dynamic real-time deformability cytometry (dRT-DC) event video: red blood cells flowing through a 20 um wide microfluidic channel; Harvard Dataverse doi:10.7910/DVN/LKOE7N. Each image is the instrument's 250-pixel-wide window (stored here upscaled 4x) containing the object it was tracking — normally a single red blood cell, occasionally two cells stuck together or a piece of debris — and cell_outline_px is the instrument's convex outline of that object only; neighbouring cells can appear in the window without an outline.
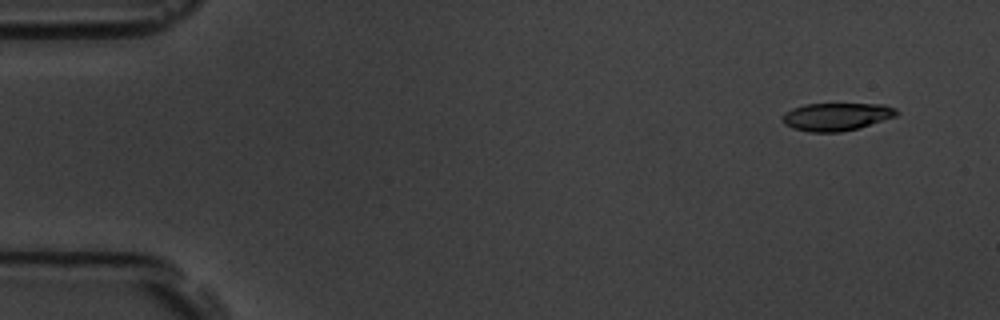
{"species": "common noctule bat (a hibernating species)", "species_latin": "Nyctalus noctula", "temperature_condition": "room temperature", "stored_images_in_passage": 9, "camera_frame_rate_fps": 3000, "um_per_image_px": 0.085, "animal": {"sex": "male", "body_mass_g": 19.5, "forearm_length_mm": 54.6}, "frame": {"image": 1, "passage_image": 1, "time_ms": 0.0, "image_size_px": [1000, 320], "cell_outline_px": [[900, 112], [896, 116], [856, 128], [840, 132], [808, 132], [792, 128], [784, 124], [784, 112], [792, 108], [804, 104], [884, 104], [896, 108]], "centroid_in_image_um": [71.09, 9.91], "position_along_channel_um": 13.9, "area_um2": 18.38}}
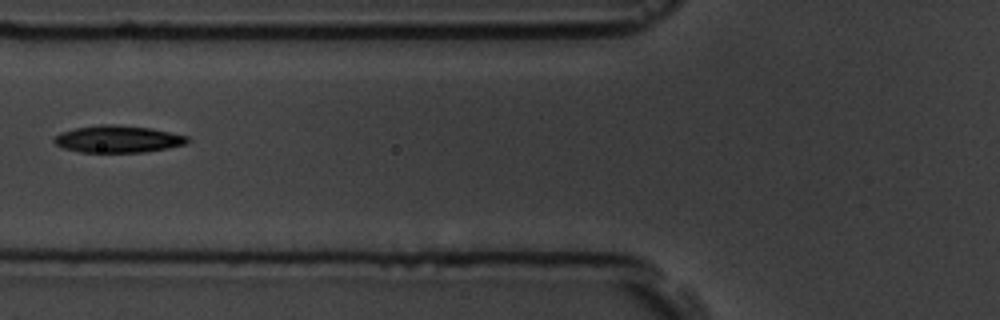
{"frame": {"image": 2, "passage_image": 6, "time_ms": 6.0, "image_size_px": [1000, 320], "cell_outline_px": [[188, 144], [168, 148], [144, 152], [80, 152], [64, 148], [56, 144], [52, 140], [60, 132], [76, 128], [100, 124], [112, 124], [152, 128], [188, 136]], "centroid_in_image_um": [10.04, 11.82], "position_along_channel_um": 115.8, "area_um2": 21.04}}
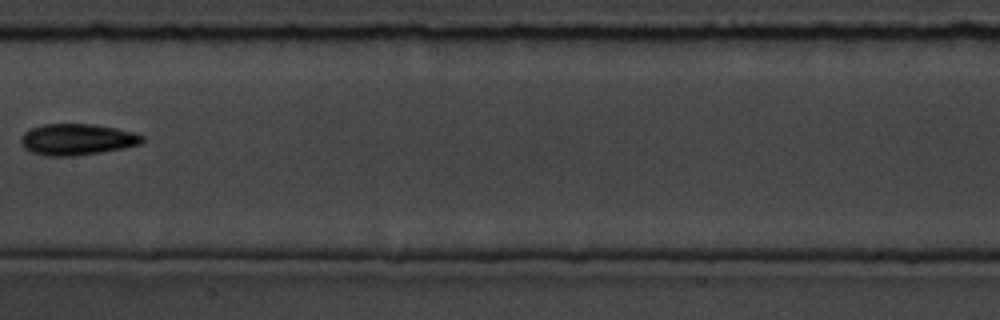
{"frame": {"image": 3, "passage_image": 8, "time_ms": 8.333, "image_size_px": [1000, 320], "cell_outline_px": [[144, 140], [140, 144], [124, 148], [100, 152], [72, 156], [44, 156], [32, 152], [24, 148], [20, 144], [20, 136], [24, 132], [32, 128], [44, 124], [92, 124], [116, 128], [132, 132], [144, 136]], "centroid_in_image_um": [6.52, 11.85], "position_along_channel_um": 200.9, "area_um2": 22.14}}